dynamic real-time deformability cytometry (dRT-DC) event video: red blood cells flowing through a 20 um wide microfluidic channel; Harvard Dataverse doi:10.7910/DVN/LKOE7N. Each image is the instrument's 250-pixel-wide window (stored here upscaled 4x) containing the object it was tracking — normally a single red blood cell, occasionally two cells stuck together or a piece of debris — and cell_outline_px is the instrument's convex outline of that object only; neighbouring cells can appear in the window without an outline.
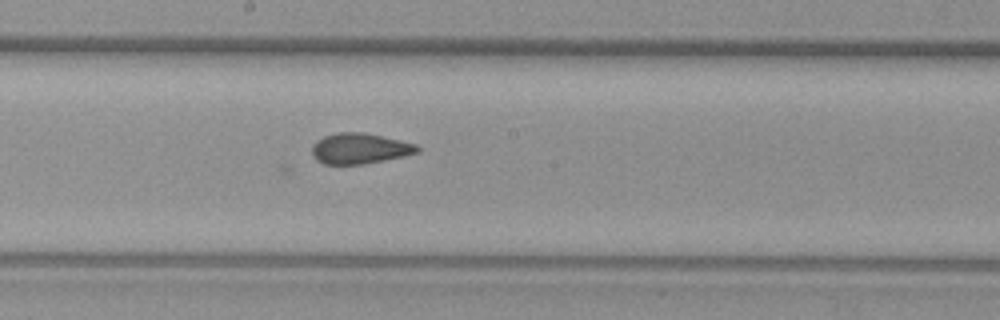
{"species": "common noctule bat (a hibernating species)", "species_latin": "Nyctalus noctula", "temperature_condition": "warm", "stored_images_in_passage": 52, "camera_frame_rate_fps": 3000, "um_per_image_px": 0.085, "animal": {"sex": "female", "body_mass_g": 29.2, "forearm_length_mm": 56.3}, "frame": {"image": 1, "passage_image": 27, "time_ms": 8.667, "image_size_px": [1000, 320], "cell_outline_px": [[420, 152], [404, 156], [364, 164], [324, 164], [316, 160], [312, 156], [312, 144], [316, 140], [324, 136], [340, 132], [364, 132], [400, 140], [416, 144], [420, 148]], "centroid_in_image_um": [30.56, 12.62], "position_along_channel_um": 217.6, "area_um2": 18.9}}
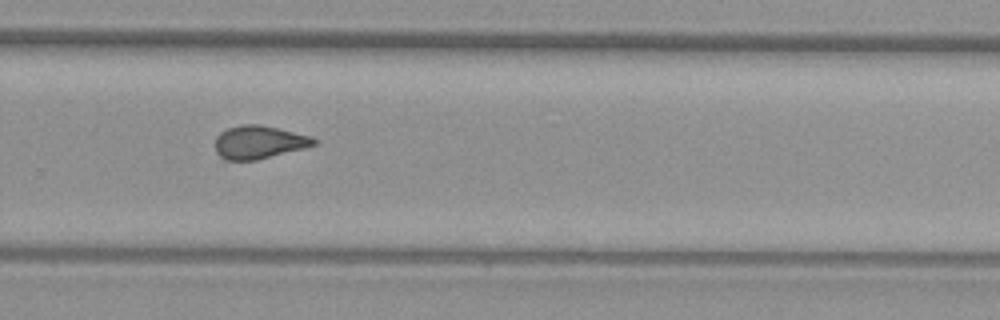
{"frame": {"image": 2, "passage_image": 34, "time_ms": 11.0, "image_size_px": [1000, 320], "cell_outline_px": [[316, 144], [304, 148], [256, 160], [224, 160], [216, 152], [216, 136], [220, 132], [228, 128], [240, 124], [260, 124], [312, 136], [316, 140]], "centroid_in_image_um": [21.99, 12.08], "position_along_channel_um": 307.8, "area_um2": 19.02}}
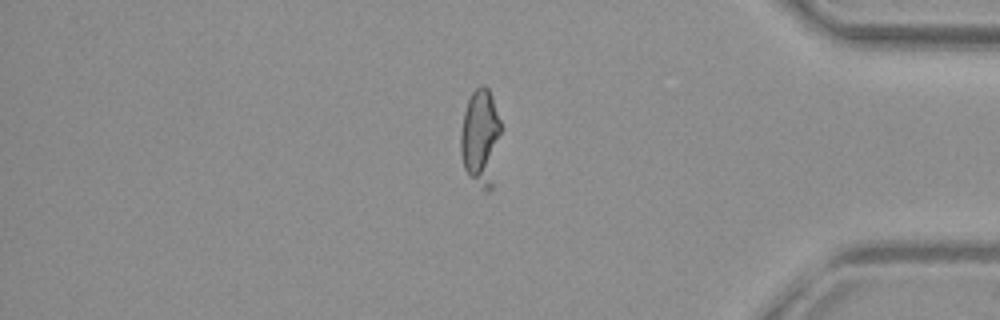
{"frame": {"image": 3, "passage_image": 43, "time_ms": 14.0, "image_size_px": [1000, 320], "cell_outline_px": [[504, 128], [492, 188], [484, 188], [464, 168], [460, 152], [460, 132], [464, 112], [468, 100], [472, 92], [480, 84], [484, 84], [488, 88], [492, 96]], "centroid_in_image_um": [40.9, 11.6], "position_along_channel_um": 394.3, "area_um2": 23.18}}